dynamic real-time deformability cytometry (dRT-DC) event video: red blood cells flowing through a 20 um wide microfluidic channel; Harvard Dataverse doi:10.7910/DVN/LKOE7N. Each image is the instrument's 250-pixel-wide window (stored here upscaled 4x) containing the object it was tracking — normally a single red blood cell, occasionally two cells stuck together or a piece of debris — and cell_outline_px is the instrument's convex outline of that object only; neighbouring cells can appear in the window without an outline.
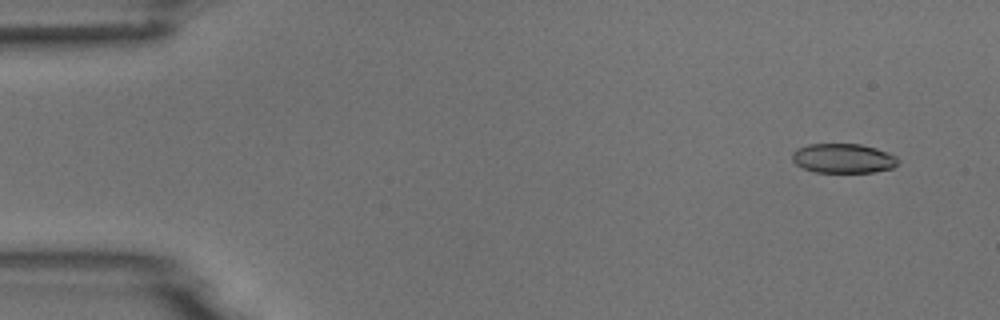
{"species": "common noctule bat (a hibernating species)", "species_latin": "Nyctalus noctula", "temperature_condition": "room temperature", "stored_images_in_passage": 3, "camera_frame_rate_fps": 3000, "um_per_image_px": 0.085, "animal": {"sex": "male", "body_mass_g": 18.8}, "frame": {"image": 1, "passage_image": 1, "time_ms": 0.0, "image_size_px": [1000, 320], "cell_outline_px": [[900, 160], [892, 168], [872, 172], [816, 172], [804, 168], [796, 164], [792, 160], [792, 152], [796, 148], [808, 144], [860, 144], [876, 148], [888, 152], [896, 156]], "centroid_in_image_um": [71.66, 13.45], "position_along_channel_um": 13.3, "area_um2": 18.21}}